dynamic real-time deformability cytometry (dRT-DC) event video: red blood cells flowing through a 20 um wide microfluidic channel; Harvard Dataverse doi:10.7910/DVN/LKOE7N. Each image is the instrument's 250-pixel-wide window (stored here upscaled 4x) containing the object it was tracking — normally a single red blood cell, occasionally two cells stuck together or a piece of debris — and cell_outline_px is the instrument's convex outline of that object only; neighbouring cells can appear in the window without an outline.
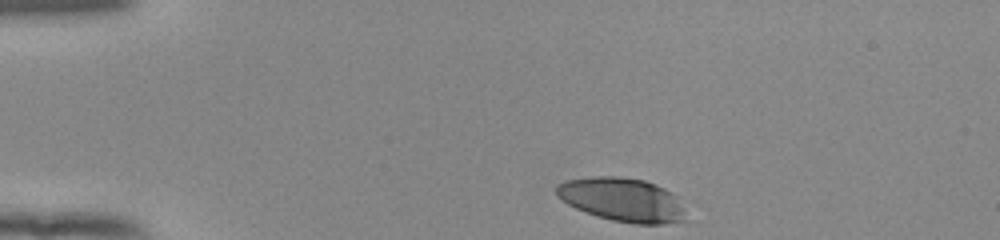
{"species": "human", "species_latin": "Homo sapiens", "temperature_condition": "room temperature", "stored_images_in_passage": 36, "camera_frame_rate_fps": 3000, "um_per_image_px": 0.085, "donor": {"sex": "female"}, "frame": {"image": 1, "passage_image": 1, "time_ms": 0.0, "image_size_px": [1000, 240], "cell_outline_px": [[688, 220], [664, 224], [636, 224], [612, 220], [596, 216], [576, 208], [568, 204], [556, 196], [556, 184], [564, 180], [592, 176], [620, 176], [644, 180], [656, 184], [672, 192], [676, 196]], "centroid_in_image_um": [52.88, 16.97], "position_along_channel_um": 32.1, "area_um2": 33.23}}
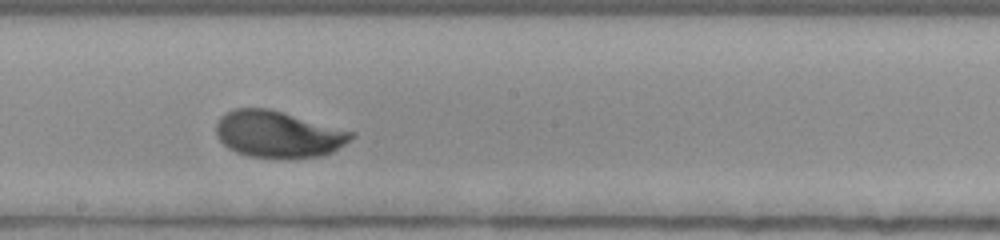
{"frame": {"image": 2, "passage_image": 21, "time_ms": 6.667, "image_size_px": [1000, 240], "cell_outline_px": [[356, 132], [344, 144], [332, 152], [320, 156], [248, 156], [236, 152], [228, 148], [216, 136], [216, 124], [220, 116], [232, 108], [268, 108]], "centroid_in_image_um": [23.59, 11.37], "position_along_channel_um": 224.6, "area_um2": 36.07}}
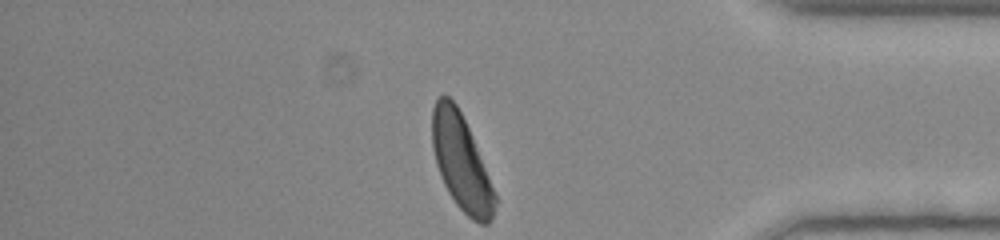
{"frame": {"image": 3, "passage_image": 36, "time_ms": 11.667, "image_size_px": [1000, 240], "cell_outline_px": [[496, 204], [492, 216], [488, 224], [480, 224], [472, 220], [456, 204], [448, 192], [440, 176], [436, 164], [432, 148], [432, 108], [436, 100], [440, 96], [448, 96], [456, 104], [472, 136], [496, 196]], "centroid_in_image_um": [39.18, 13.81], "position_along_channel_um": 396.0, "area_um2": 34.39}, "authors_computed_cell_mechanics": {"area_um2": 36.0383, "velocity_mm_per_s": 3.8883, "shape_relaxation_time_tau1_ms": 2.9421, "shape_relaxation_time_tau2_ms": null, "deformation_change_tau1": 0.1741, "deformation_change_tau2": null}}